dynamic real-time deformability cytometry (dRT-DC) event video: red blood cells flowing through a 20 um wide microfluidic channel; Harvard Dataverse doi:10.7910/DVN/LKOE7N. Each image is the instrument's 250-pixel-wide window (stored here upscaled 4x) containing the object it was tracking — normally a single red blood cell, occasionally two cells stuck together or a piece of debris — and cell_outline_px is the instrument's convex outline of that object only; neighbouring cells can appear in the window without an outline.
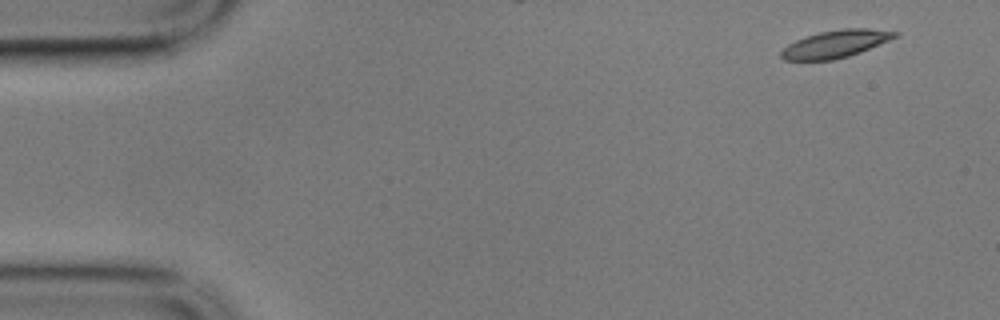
{"species": "common noctule bat (a hibernating species)", "species_latin": "Nyctalus noctula", "temperature_condition": "cold", "stored_images_in_passage": 6, "camera_frame_rate_fps": 3000, "um_per_image_px": 0.085, "animal": {"sex": "male", "body_mass_g": 17.9}, "frame": {"image": 1, "passage_image": 1, "time_ms": 0.0, "image_size_px": [1000, 320], "cell_outline_px": [[900, 32], [896, 36], [888, 40], [860, 52], [848, 56], [832, 60], [784, 60], [780, 56], [780, 52], [788, 44], [804, 36], [820, 32], [844, 28], [868, 28]], "centroid_in_image_um": [70.99, 3.73], "position_along_channel_um": 14.0, "area_um2": 18.03}}
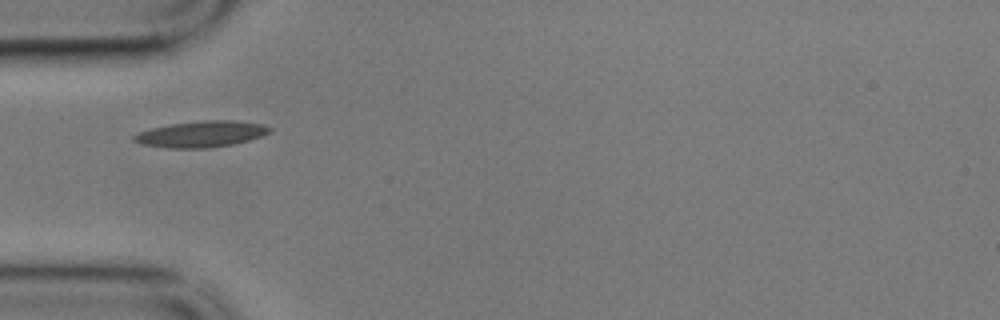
{"frame": {"image": 2, "passage_image": 5, "time_ms": 1.333, "image_size_px": [1000, 320], "cell_outline_px": [[272, 132], [248, 140], [232, 144], [208, 148], [168, 148], [140, 144], [132, 140], [132, 136], [136, 132], [152, 128], [172, 124], [204, 120], [236, 120], [264, 124], [272, 128]], "centroid_in_image_um": [17.1, 11.39], "position_along_channel_um": 67.9, "area_um2": 20.81}}